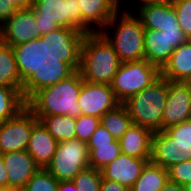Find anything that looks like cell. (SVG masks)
<instances>
[{"mask_svg":"<svg viewBox=\"0 0 191 191\" xmlns=\"http://www.w3.org/2000/svg\"><path fill=\"white\" fill-rule=\"evenodd\" d=\"M83 83L80 72L67 58L36 63L30 78L26 106L35 116L82 115L78 97Z\"/></svg>","mask_w":191,"mask_h":191,"instance_id":"obj_1","label":"cell"},{"mask_svg":"<svg viewBox=\"0 0 191 191\" xmlns=\"http://www.w3.org/2000/svg\"><path fill=\"white\" fill-rule=\"evenodd\" d=\"M30 7L40 36L62 58H66L73 41L81 36L78 0H33Z\"/></svg>","mask_w":191,"mask_h":191,"instance_id":"obj_2","label":"cell"},{"mask_svg":"<svg viewBox=\"0 0 191 191\" xmlns=\"http://www.w3.org/2000/svg\"><path fill=\"white\" fill-rule=\"evenodd\" d=\"M84 81L110 85L121 65L112 45L100 32L81 35L66 57Z\"/></svg>","mask_w":191,"mask_h":191,"instance_id":"obj_3","label":"cell"},{"mask_svg":"<svg viewBox=\"0 0 191 191\" xmlns=\"http://www.w3.org/2000/svg\"><path fill=\"white\" fill-rule=\"evenodd\" d=\"M0 39L4 44L24 52L35 63L62 58L40 36L31 7L17 10L0 26Z\"/></svg>","mask_w":191,"mask_h":191,"instance_id":"obj_4","label":"cell"},{"mask_svg":"<svg viewBox=\"0 0 191 191\" xmlns=\"http://www.w3.org/2000/svg\"><path fill=\"white\" fill-rule=\"evenodd\" d=\"M124 11L122 14L120 10L117 11L100 33L112 45L122 63L144 60L145 28L137 16L132 12ZM111 26H115L112 30H116L113 36L106 29Z\"/></svg>","mask_w":191,"mask_h":191,"instance_id":"obj_5","label":"cell"},{"mask_svg":"<svg viewBox=\"0 0 191 191\" xmlns=\"http://www.w3.org/2000/svg\"><path fill=\"white\" fill-rule=\"evenodd\" d=\"M167 95L168 79L160 76L122 104L126 107L133 124L156 132L162 130V116Z\"/></svg>","mask_w":191,"mask_h":191,"instance_id":"obj_6","label":"cell"},{"mask_svg":"<svg viewBox=\"0 0 191 191\" xmlns=\"http://www.w3.org/2000/svg\"><path fill=\"white\" fill-rule=\"evenodd\" d=\"M161 76V71L146 59L121 63L111 85L117 100L122 104L130 96L142 91Z\"/></svg>","mask_w":191,"mask_h":191,"instance_id":"obj_7","label":"cell"},{"mask_svg":"<svg viewBox=\"0 0 191 191\" xmlns=\"http://www.w3.org/2000/svg\"><path fill=\"white\" fill-rule=\"evenodd\" d=\"M88 167L87 143L72 139L57 144L54 156L46 169L59 181H68Z\"/></svg>","mask_w":191,"mask_h":191,"instance_id":"obj_8","label":"cell"},{"mask_svg":"<svg viewBox=\"0 0 191 191\" xmlns=\"http://www.w3.org/2000/svg\"><path fill=\"white\" fill-rule=\"evenodd\" d=\"M35 64L24 52L0 41V85L15 88L26 98Z\"/></svg>","mask_w":191,"mask_h":191,"instance_id":"obj_9","label":"cell"},{"mask_svg":"<svg viewBox=\"0 0 191 191\" xmlns=\"http://www.w3.org/2000/svg\"><path fill=\"white\" fill-rule=\"evenodd\" d=\"M39 120L26 106L15 117L0 123V153L26 150L33 126Z\"/></svg>","mask_w":191,"mask_h":191,"instance_id":"obj_10","label":"cell"},{"mask_svg":"<svg viewBox=\"0 0 191 191\" xmlns=\"http://www.w3.org/2000/svg\"><path fill=\"white\" fill-rule=\"evenodd\" d=\"M191 120V82L168 80V95L162 116V130Z\"/></svg>","mask_w":191,"mask_h":191,"instance_id":"obj_11","label":"cell"},{"mask_svg":"<svg viewBox=\"0 0 191 191\" xmlns=\"http://www.w3.org/2000/svg\"><path fill=\"white\" fill-rule=\"evenodd\" d=\"M120 104L111 85L83 80L78 97V105L82 109V115L101 118L106 112L114 110Z\"/></svg>","mask_w":191,"mask_h":191,"instance_id":"obj_12","label":"cell"},{"mask_svg":"<svg viewBox=\"0 0 191 191\" xmlns=\"http://www.w3.org/2000/svg\"><path fill=\"white\" fill-rule=\"evenodd\" d=\"M191 160V145L179 144L165 130L153 132L150 161L165 169Z\"/></svg>","mask_w":191,"mask_h":191,"instance_id":"obj_13","label":"cell"},{"mask_svg":"<svg viewBox=\"0 0 191 191\" xmlns=\"http://www.w3.org/2000/svg\"><path fill=\"white\" fill-rule=\"evenodd\" d=\"M78 2L81 13V35L97 30L100 32L120 9L113 0H78Z\"/></svg>","mask_w":191,"mask_h":191,"instance_id":"obj_14","label":"cell"},{"mask_svg":"<svg viewBox=\"0 0 191 191\" xmlns=\"http://www.w3.org/2000/svg\"><path fill=\"white\" fill-rule=\"evenodd\" d=\"M151 158H135L121 153L101 170L102 179L120 183L131 188Z\"/></svg>","mask_w":191,"mask_h":191,"instance_id":"obj_15","label":"cell"},{"mask_svg":"<svg viewBox=\"0 0 191 191\" xmlns=\"http://www.w3.org/2000/svg\"><path fill=\"white\" fill-rule=\"evenodd\" d=\"M2 156L8 173V187L22 191L39 167L26 150L2 154Z\"/></svg>","mask_w":191,"mask_h":191,"instance_id":"obj_16","label":"cell"},{"mask_svg":"<svg viewBox=\"0 0 191 191\" xmlns=\"http://www.w3.org/2000/svg\"><path fill=\"white\" fill-rule=\"evenodd\" d=\"M58 142L48 132L47 128L38 121L31 131L26 151L32 156L39 168L46 169L56 151Z\"/></svg>","mask_w":191,"mask_h":191,"instance_id":"obj_17","label":"cell"},{"mask_svg":"<svg viewBox=\"0 0 191 191\" xmlns=\"http://www.w3.org/2000/svg\"><path fill=\"white\" fill-rule=\"evenodd\" d=\"M136 15L145 29L181 28L172 2L139 6Z\"/></svg>","mask_w":191,"mask_h":191,"instance_id":"obj_18","label":"cell"},{"mask_svg":"<svg viewBox=\"0 0 191 191\" xmlns=\"http://www.w3.org/2000/svg\"><path fill=\"white\" fill-rule=\"evenodd\" d=\"M153 132L132 124L119 139L121 153L135 158H151Z\"/></svg>","mask_w":191,"mask_h":191,"instance_id":"obj_19","label":"cell"},{"mask_svg":"<svg viewBox=\"0 0 191 191\" xmlns=\"http://www.w3.org/2000/svg\"><path fill=\"white\" fill-rule=\"evenodd\" d=\"M161 76L173 82H191V40L175 48L160 70Z\"/></svg>","mask_w":191,"mask_h":191,"instance_id":"obj_20","label":"cell"},{"mask_svg":"<svg viewBox=\"0 0 191 191\" xmlns=\"http://www.w3.org/2000/svg\"><path fill=\"white\" fill-rule=\"evenodd\" d=\"M144 40L145 59L161 70L174 51L168 37L162 31L145 29Z\"/></svg>","mask_w":191,"mask_h":191,"instance_id":"obj_21","label":"cell"},{"mask_svg":"<svg viewBox=\"0 0 191 191\" xmlns=\"http://www.w3.org/2000/svg\"><path fill=\"white\" fill-rule=\"evenodd\" d=\"M58 142L76 139L75 118L67 115L36 116Z\"/></svg>","mask_w":191,"mask_h":191,"instance_id":"obj_22","label":"cell"},{"mask_svg":"<svg viewBox=\"0 0 191 191\" xmlns=\"http://www.w3.org/2000/svg\"><path fill=\"white\" fill-rule=\"evenodd\" d=\"M168 181V169L149 161L130 191H159Z\"/></svg>","mask_w":191,"mask_h":191,"instance_id":"obj_23","label":"cell"},{"mask_svg":"<svg viewBox=\"0 0 191 191\" xmlns=\"http://www.w3.org/2000/svg\"><path fill=\"white\" fill-rule=\"evenodd\" d=\"M26 107V98L15 88L0 85V123L15 117Z\"/></svg>","mask_w":191,"mask_h":191,"instance_id":"obj_24","label":"cell"},{"mask_svg":"<svg viewBox=\"0 0 191 191\" xmlns=\"http://www.w3.org/2000/svg\"><path fill=\"white\" fill-rule=\"evenodd\" d=\"M100 123L115 139L118 140L133 124L128 111L123 104L118 105L114 110L106 112L100 118Z\"/></svg>","mask_w":191,"mask_h":191,"instance_id":"obj_25","label":"cell"},{"mask_svg":"<svg viewBox=\"0 0 191 191\" xmlns=\"http://www.w3.org/2000/svg\"><path fill=\"white\" fill-rule=\"evenodd\" d=\"M89 151V167L101 171L120 154L121 148L118 139L103 145H87Z\"/></svg>","mask_w":191,"mask_h":191,"instance_id":"obj_26","label":"cell"},{"mask_svg":"<svg viewBox=\"0 0 191 191\" xmlns=\"http://www.w3.org/2000/svg\"><path fill=\"white\" fill-rule=\"evenodd\" d=\"M59 180L47 169L39 170L29 179L22 191H57Z\"/></svg>","mask_w":191,"mask_h":191,"instance_id":"obj_27","label":"cell"},{"mask_svg":"<svg viewBox=\"0 0 191 191\" xmlns=\"http://www.w3.org/2000/svg\"><path fill=\"white\" fill-rule=\"evenodd\" d=\"M102 175L101 171L88 167L73 178L79 191H100Z\"/></svg>","mask_w":191,"mask_h":191,"instance_id":"obj_28","label":"cell"},{"mask_svg":"<svg viewBox=\"0 0 191 191\" xmlns=\"http://www.w3.org/2000/svg\"><path fill=\"white\" fill-rule=\"evenodd\" d=\"M100 125V118L89 115H80L75 118V126H76V139L88 142L92 133L97 129Z\"/></svg>","mask_w":191,"mask_h":191,"instance_id":"obj_29","label":"cell"},{"mask_svg":"<svg viewBox=\"0 0 191 191\" xmlns=\"http://www.w3.org/2000/svg\"><path fill=\"white\" fill-rule=\"evenodd\" d=\"M179 26L188 40H191V0H173Z\"/></svg>","mask_w":191,"mask_h":191,"instance_id":"obj_30","label":"cell"},{"mask_svg":"<svg viewBox=\"0 0 191 191\" xmlns=\"http://www.w3.org/2000/svg\"><path fill=\"white\" fill-rule=\"evenodd\" d=\"M168 180L185 185L191 181V160L183 161L168 168Z\"/></svg>","mask_w":191,"mask_h":191,"instance_id":"obj_31","label":"cell"},{"mask_svg":"<svg viewBox=\"0 0 191 191\" xmlns=\"http://www.w3.org/2000/svg\"><path fill=\"white\" fill-rule=\"evenodd\" d=\"M165 131L179 144L191 145V120L170 126Z\"/></svg>","mask_w":191,"mask_h":191,"instance_id":"obj_32","label":"cell"},{"mask_svg":"<svg viewBox=\"0 0 191 191\" xmlns=\"http://www.w3.org/2000/svg\"><path fill=\"white\" fill-rule=\"evenodd\" d=\"M115 138L100 123L97 129L92 133L87 145H103L114 141Z\"/></svg>","mask_w":191,"mask_h":191,"instance_id":"obj_33","label":"cell"},{"mask_svg":"<svg viewBox=\"0 0 191 191\" xmlns=\"http://www.w3.org/2000/svg\"><path fill=\"white\" fill-rule=\"evenodd\" d=\"M162 33L168 37L170 45L174 49L179 47L181 44L186 43L188 41V38L183 33L182 28L163 29Z\"/></svg>","mask_w":191,"mask_h":191,"instance_id":"obj_34","label":"cell"},{"mask_svg":"<svg viewBox=\"0 0 191 191\" xmlns=\"http://www.w3.org/2000/svg\"><path fill=\"white\" fill-rule=\"evenodd\" d=\"M17 11V9L4 0H0V26Z\"/></svg>","mask_w":191,"mask_h":191,"instance_id":"obj_35","label":"cell"},{"mask_svg":"<svg viewBox=\"0 0 191 191\" xmlns=\"http://www.w3.org/2000/svg\"><path fill=\"white\" fill-rule=\"evenodd\" d=\"M100 191H130V189L118 182L102 179Z\"/></svg>","mask_w":191,"mask_h":191,"instance_id":"obj_36","label":"cell"},{"mask_svg":"<svg viewBox=\"0 0 191 191\" xmlns=\"http://www.w3.org/2000/svg\"><path fill=\"white\" fill-rule=\"evenodd\" d=\"M0 187H8V173L4 166L3 156L0 153Z\"/></svg>","mask_w":191,"mask_h":191,"instance_id":"obj_37","label":"cell"},{"mask_svg":"<svg viewBox=\"0 0 191 191\" xmlns=\"http://www.w3.org/2000/svg\"><path fill=\"white\" fill-rule=\"evenodd\" d=\"M57 191H79L72 180L59 181Z\"/></svg>","mask_w":191,"mask_h":191,"instance_id":"obj_38","label":"cell"},{"mask_svg":"<svg viewBox=\"0 0 191 191\" xmlns=\"http://www.w3.org/2000/svg\"><path fill=\"white\" fill-rule=\"evenodd\" d=\"M7 3H11L17 10L29 8L32 5L33 0H4Z\"/></svg>","mask_w":191,"mask_h":191,"instance_id":"obj_39","label":"cell"},{"mask_svg":"<svg viewBox=\"0 0 191 191\" xmlns=\"http://www.w3.org/2000/svg\"><path fill=\"white\" fill-rule=\"evenodd\" d=\"M159 191H185V188L183 185L168 180Z\"/></svg>","mask_w":191,"mask_h":191,"instance_id":"obj_40","label":"cell"},{"mask_svg":"<svg viewBox=\"0 0 191 191\" xmlns=\"http://www.w3.org/2000/svg\"><path fill=\"white\" fill-rule=\"evenodd\" d=\"M139 2L141 1L140 6H145V5H151V4H161V3H169L172 2L173 0H138Z\"/></svg>","mask_w":191,"mask_h":191,"instance_id":"obj_41","label":"cell"},{"mask_svg":"<svg viewBox=\"0 0 191 191\" xmlns=\"http://www.w3.org/2000/svg\"><path fill=\"white\" fill-rule=\"evenodd\" d=\"M0 191H18V190L10 187H0Z\"/></svg>","mask_w":191,"mask_h":191,"instance_id":"obj_42","label":"cell"},{"mask_svg":"<svg viewBox=\"0 0 191 191\" xmlns=\"http://www.w3.org/2000/svg\"><path fill=\"white\" fill-rule=\"evenodd\" d=\"M183 186L185 188V191H191V181Z\"/></svg>","mask_w":191,"mask_h":191,"instance_id":"obj_43","label":"cell"},{"mask_svg":"<svg viewBox=\"0 0 191 191\" xmlns=\"http://www.w3.org/2000/svg\"><path fill=\"white\" fill-rule=\"evenodd\" d=\"M121 1H122V0H113V2H114L118 7H120L119 5L122 4Z\"/></svg>","mask_w":191,"mask_h":191,"instance_id":"obj_44","label":"cell"}]
</instances>
